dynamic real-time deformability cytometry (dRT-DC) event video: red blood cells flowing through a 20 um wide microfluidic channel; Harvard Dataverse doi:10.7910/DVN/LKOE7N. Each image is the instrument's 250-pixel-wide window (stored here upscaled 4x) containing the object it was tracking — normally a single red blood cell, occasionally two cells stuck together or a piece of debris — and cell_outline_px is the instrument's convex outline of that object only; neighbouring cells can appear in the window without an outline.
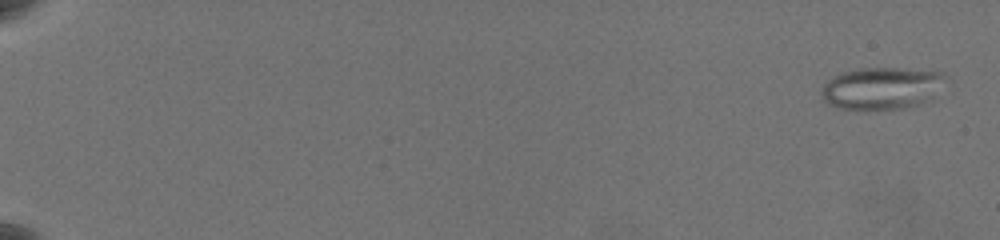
{"species": "common noctule bat (a hibernating species)", "species_latin": "Nyctalus noctula", "temperature_condition": "warm", "stored_images_in_passage": 63, "camera_frame_rate_fps": 3000, "um_per_image_px": 0.085, "animal": {"sex": "female", "body_mass_g": 19.5, "forearm_length_mm": 54.1}, "frame": {"image": 1, "passage_image": 3, "time_ms": 0.667, "image_size_px": [1000, 240], "cell_outline_px": [[948, 76], [920, 104], [904, 108], [864, 112], [836, 108], [824, 104], [824, 84], [832, 76], [844, 72], [860, 68], [900, 68], [944, 72]], "centroid_in_image_um": [74.85, 7.53], "position_along_channel_um": 10.2, "area_um2": 30.52}}
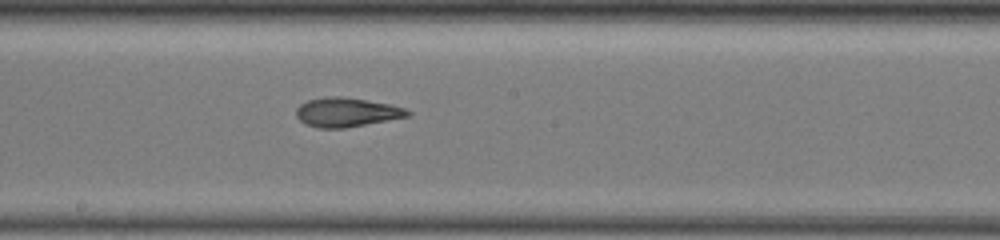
{"frame": {"image": 2, "passage_image": 39, "time_ms": 12.667, "image_size_px": [1000, 240], "cell_outline_px": [[412, 116], [344, 128], [316, 128], [304, 124], [296, 116], [296, 108], [300, 104], [308, 100], [328, 96], [340, 96], [392, 104], [404, 108], [412, 112]], "centroid_in_image_um": [29.47, 9.54], "position_along_channel_um": 218.7, "area_um2": 19.13}}
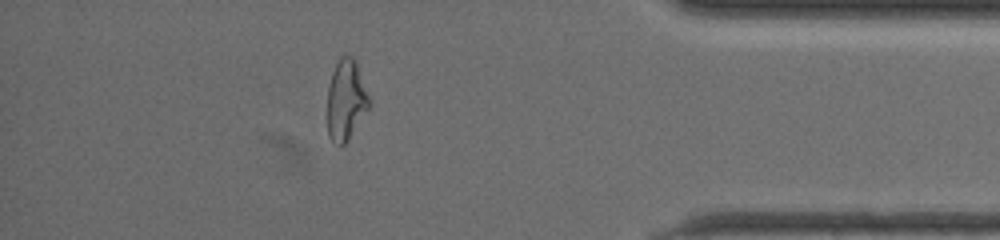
{"frame": {"image": 3, "passage_image": 57, "time_ms": 18.667, "image_size_px": [1000, 240], "cell_outline_px": [[372, 104], [348, 140], [340, 148], [328, 136], [328, 88], [332, 72], [340, 56], [352, 56], [356, 60]], "centroid_in_image_um": [29.43, 8.51], "position_along_channel_um": 405.8, "area_um2": 19.77}, "authors_computed_cell_mechanics": {"area_um2": 21.4438, "velocity_mm_per_s": 3.5656, "shape_relaxation_time_tau1_ms": null, "shape_relaxation_time_tau2_ms": 1.7415, "deformation_change_tau1": null, "deformation_change_tau2": 0.0998}}